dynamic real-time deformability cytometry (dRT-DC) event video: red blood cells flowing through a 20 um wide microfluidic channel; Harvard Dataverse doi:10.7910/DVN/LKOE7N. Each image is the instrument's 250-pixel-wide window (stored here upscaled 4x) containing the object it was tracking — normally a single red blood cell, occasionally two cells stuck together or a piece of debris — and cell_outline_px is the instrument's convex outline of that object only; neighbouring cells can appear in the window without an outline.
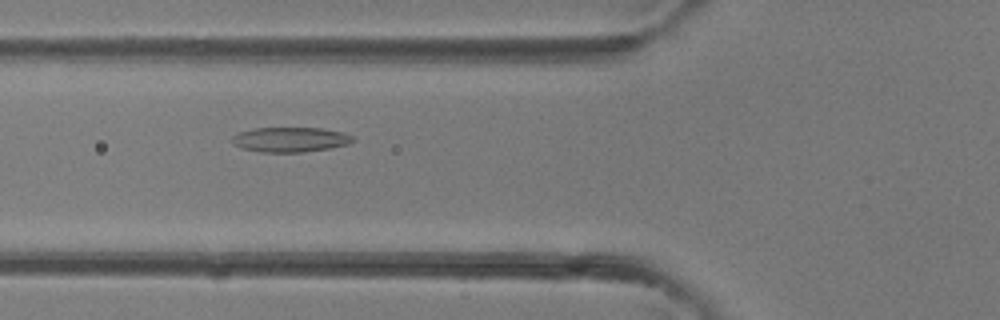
{"species": "common noctule bat (a hibernating species)", "species_latin": "Nyctalus noctula", "temperature_condition": "room temperature", "stored_images_in_passage": 30, "camera_frame_rate_fps": 3000, "um_per_image_px": 0.085, "animal": {"sex": "female"}, "frame": {"image": 1, "passage_image": 5, "time_ms": 1.333, "image_size_px": [1000, 320], "cell_outline_px": [[356, 140], [348, 144], [328, 148], [304, 152], [260, 152], [240, 148], [232, 144], [232, 136], [240, 132], [252, 128], [324, 128], [344, 132], [356, 136]], "centroid_in_image_um": [24.7, 11.86], "position_along_channel_um": 101.1, "area_um2": 17.74}}
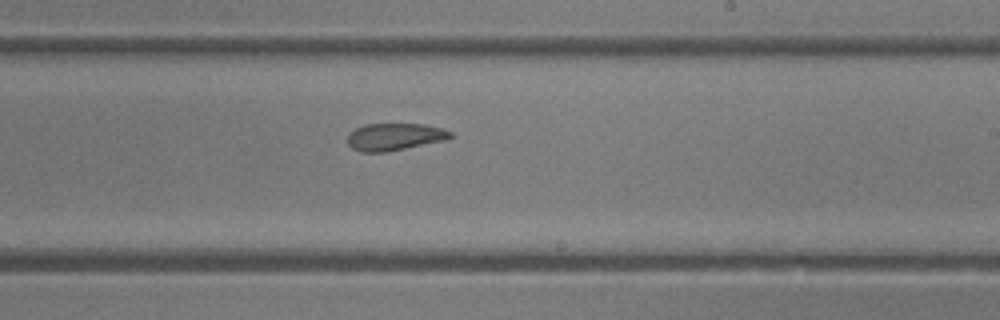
{"frame": {"image": 2, "passage_image": 14, "time_ms": 4.333, "image_size_px": [1000, 320], "cell_outline_px": [[452, 136], [448, 140], [384, 152], [360, 152], [352, 148], [348, 144], [348, 132], [364, 124], [424, 124], [444, 128], [452, 132]], "centroid_in_image_um": [33.55, 11.62], "position_along_channel_um": 255.4, "area_um2": 16.47}}
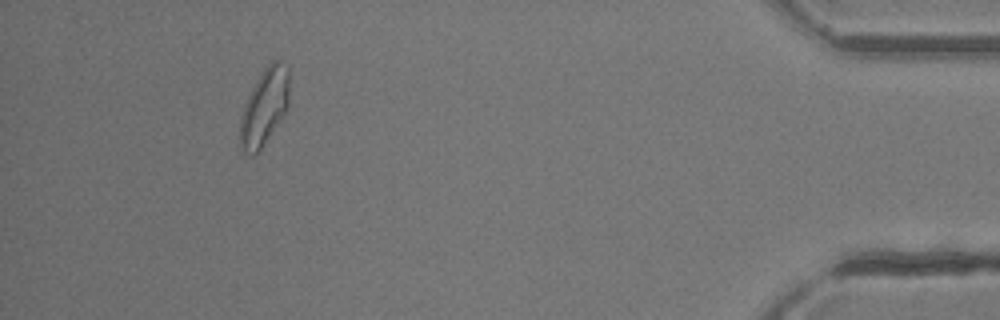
{"frame": {"image": 3, "passage_image": 27, "time_ms": 8.667, "image_size_px": [1000, 320], "cell_outline_px": [[288, 108], [260, 148], [252, 156], [240, 152], [240, 116], [244, 104], [256, 80], [264, 68], [272, 60], [276, 60], [288, 64]], "centroid_in_image_um": [22.45, 9.08], "position_along_channel_um": 412.8, "area_um2": 21.79}}